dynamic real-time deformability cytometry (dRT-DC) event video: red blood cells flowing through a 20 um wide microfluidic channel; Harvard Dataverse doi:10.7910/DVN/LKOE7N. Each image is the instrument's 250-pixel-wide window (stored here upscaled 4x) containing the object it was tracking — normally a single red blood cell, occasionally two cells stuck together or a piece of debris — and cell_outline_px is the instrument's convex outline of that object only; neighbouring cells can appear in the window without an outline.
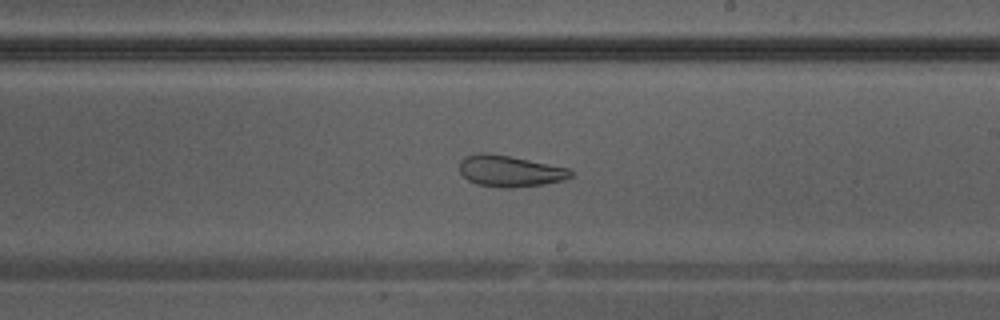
{"species": "Egyptian fruit bat (a non-hibernating species)", "species_latin": "Rousettus aegyptiacus", "temperature_condition": "warm", "stored_images_in_passage": 44, "camera_frame_rate_fps": 3000, "um_per_image_px": 0.085, "animal": {"sex": "male"}, "frame": {"image": 1, "passage_image": 26, "time_ms": 8.333, "image_size_px": [1000, 320], "cell_outline_px": [[572, 176], [564, 180], [544, 184], [512, 188], [504, 188], [476, 184], [468, 180], [460, 172], [460, 160], [464, 156], [480, 152], [484, 152], [508, 156], [568, 168], [572, 172]], "centroid_in_image_um": [43.31, 14.54], "position_along_channel_um": 245.7, "area_um2": 20.17}}
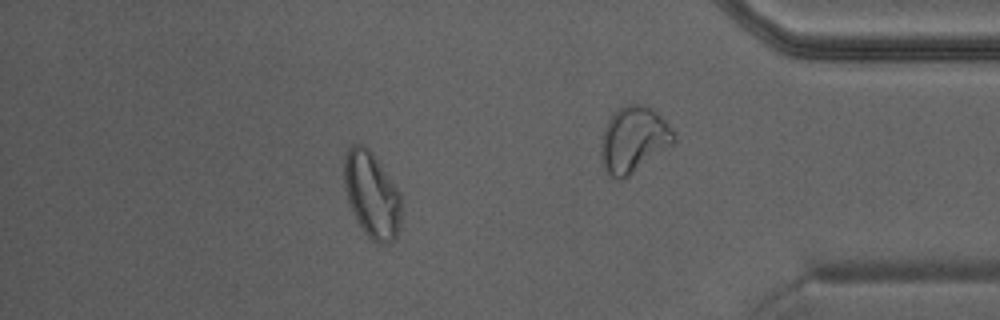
{"frame": {"image": 2, "passage_image": 38, "time_ms": 12.333, "image_size_px": [1000, 320], "cell_outline_px": [[400, 228], [396, 236], [388, 244], [376, 244], [364, 232], [356, 220], [348, 200], [344, 188], [344, 156], [348, 148], [352, 144], [364, 144], [372, 152], [400, 192]], "centroid_in_image_um": [31.59, 16.56], "position_along_channel_um": 403.6, "area_um2": 28.73}}